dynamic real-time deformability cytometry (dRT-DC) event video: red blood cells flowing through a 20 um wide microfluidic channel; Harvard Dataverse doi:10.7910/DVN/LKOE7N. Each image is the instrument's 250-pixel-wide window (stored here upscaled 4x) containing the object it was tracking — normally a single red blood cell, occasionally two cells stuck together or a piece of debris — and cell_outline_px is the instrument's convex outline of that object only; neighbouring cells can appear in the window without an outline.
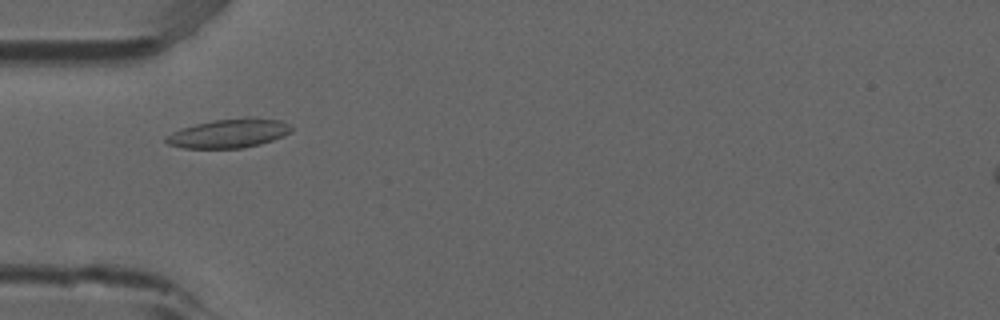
{"species": "common noctule bat (a hibernating species)", "species_latin": "Nyctalus noctula", "temperature_condition": "room temperature", "stored_images_in_passage": 43, "camera_frame_rate_fps": 3000, "um_per_image_px": 0.085, "animal": {"sex": "male", "forearm_length_mm": 52.5}, "frame": {"image": 1, "passage_image": 7, "time_ms": 2.0, "image_size_px": [1000, 320], "cell_outline_px": [[292, 132], [272, 140], [260, 144], [240, 148], [184, 148], [168, 144], [164, 140], [164, 136], [180, 128], [212, 120], [244, 116], [252, 116], [280, 120], [288, 124], [292, 128]], "centroid_in_image_um": [19.45, 11.31], "position_along_channel_um": 65.6, "area_um2": 21.44}}
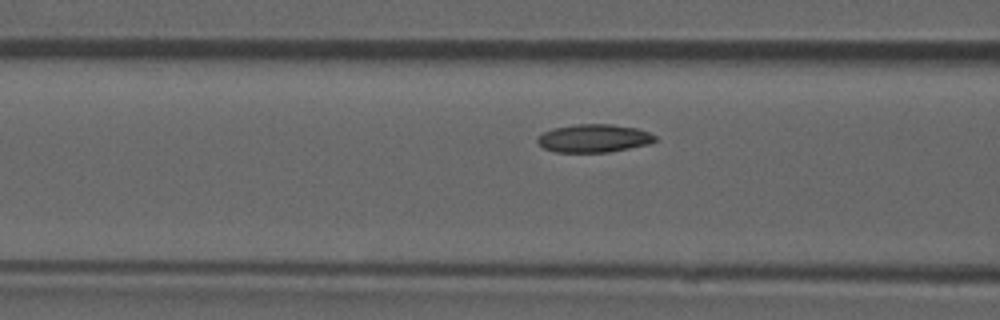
{"frame": {"image": 2, "passage_image": 11, "time_ms": 3.333, "image_size_px": [1000, 320], "cell_outline_px": [[656, 140], [648, 144], [608, 152], [556, 152], [544, 148], [536, 140], [544, 132], [552, 128], [576, 124], [612, 124], [636, 128], [648, 132], [656, 136]], "centroid_in_image_um": [50.47, 11.75], "position_along_channel_um": 116.1, "area_um2": 19.07}}
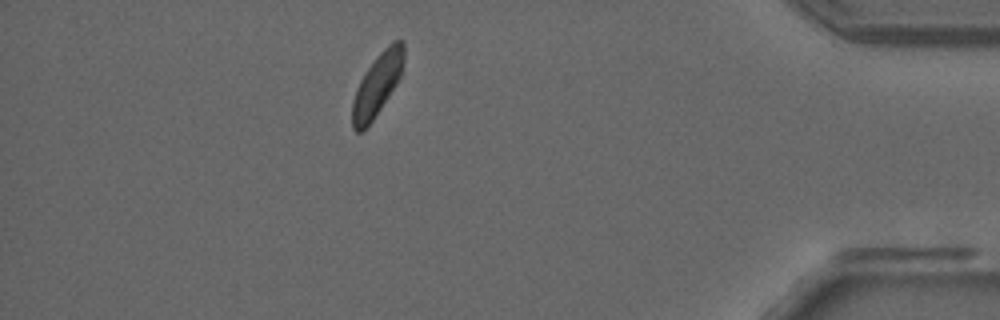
{"frame": {"image": 3, "passage_image": 37, "time_ms": 12.0, "image_size_px": [1000, 320], "cell_outline_px": [[404, 60], [400, 76], [396, 84], [372, 120], [360, 132], [356, 132], [352, 128], [352, 100], [356, 88], [360, 80], [376, 56], [392, 40], [404, 40]], "centroid_in_image_um": [32.06, 7.16], "position_along_channel_um": 403.1, "area_um2": 18.44}, "authors_computed_cell_mechanics": {"area_um2": 19.4786, "velocity_mm_per_s": 3.8297, "shape_relaxation_time_tau1_ms": 1.6448, "shape_relaxation_time_tau2_ms": null, "deformation_change_tau1": 0.0604, "deformation_change_tau2": null}}